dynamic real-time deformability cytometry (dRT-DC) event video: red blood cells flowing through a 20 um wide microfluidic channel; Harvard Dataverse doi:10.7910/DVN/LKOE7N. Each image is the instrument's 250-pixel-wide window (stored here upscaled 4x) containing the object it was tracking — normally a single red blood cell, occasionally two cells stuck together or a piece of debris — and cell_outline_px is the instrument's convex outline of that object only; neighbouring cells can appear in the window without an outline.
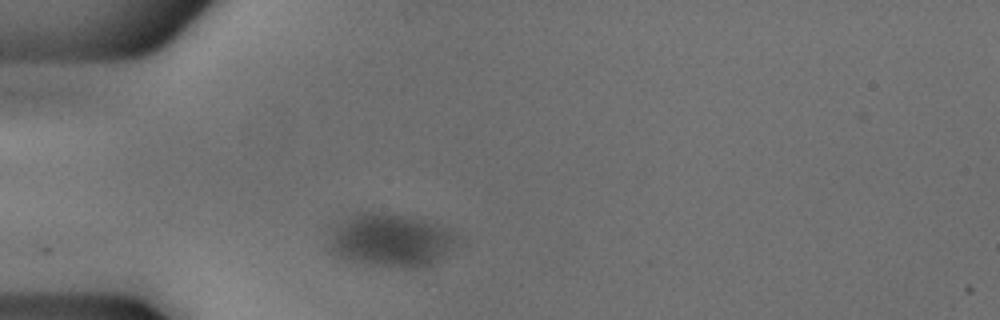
{"species": "common noctule bat (a hibernating species)", "species_latin": "Nyctalus noctula", "temperature_condition": "cold", "stored_images_in_passage": 37, "camera_frame_rate_fps": 3000, "um_per_image_px": 0.085, "animal": {"sex": "male", "body_mass_g": 18.8}, "frame": {"image": 1, "passage_image": 4, "time_ms": 1.0, "image_size_px": [1000, 320], "cell_outline_px": [[456, 244], [436, 260], [428, 264], [416, 268], [400, 268], [372, 264], [352, 260], [336, 256], [328, 248], [328, 240], [336, 224], [360, 212], [372, 212], [400, 216], [420, 220], [444, 228], [452, 232]], "centroid_in_image_um": [33.11, 20.44], "position_along_channel_um": 51.9, "area_um2": 38.26}}
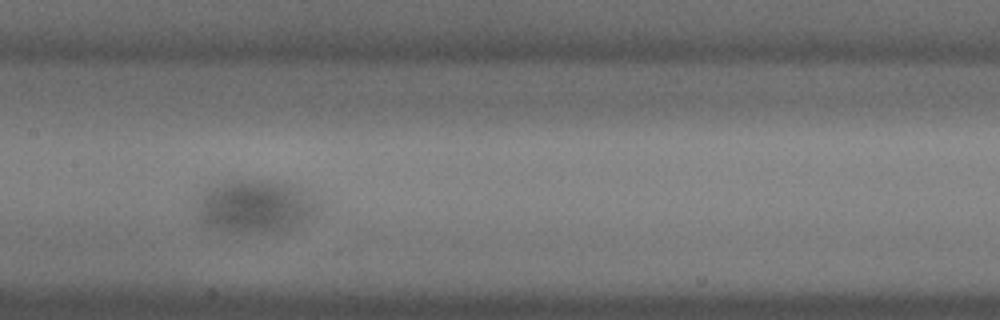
{"frame": {"image": 2, "passage_image": 16, "time_ms": 5.0, "image_size_px": [1000, 320], "cell_outline_px": [[320, 208], [284, 232], [232, 232], [208, 228], [204, 224], [200, 216], [200, 192], [204, 188], [236, 180], [268, 180], [288, 184], [304, 188], [312, 192], [320, 200]], "centroid_in_image_um": [21.74, 17.52], "position_along_channel_um": 185.7, "area_um2": 37.4}}
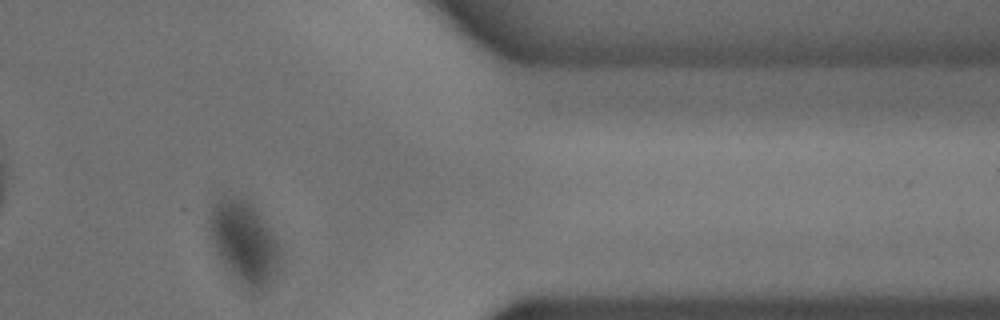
{"frame": {"image": 3, "passage_image": 34, "time_ms": 11.0, "image_size_px": [1000, 320], "cell_outline_px": [[280, 268], [260, 288], [252, 292], [244, 288], [228, 272], [220, 260], [212, 244], [208, 232], [208, 220], [212, 200], [220, 196], [244, 196], [252, 204], [264, 220], [272, 232], [280, 248]], "centroid_in_image_um": [20.68, 20.52], "position_along_channel_um": 390.7, "area_um2": 34.51}}